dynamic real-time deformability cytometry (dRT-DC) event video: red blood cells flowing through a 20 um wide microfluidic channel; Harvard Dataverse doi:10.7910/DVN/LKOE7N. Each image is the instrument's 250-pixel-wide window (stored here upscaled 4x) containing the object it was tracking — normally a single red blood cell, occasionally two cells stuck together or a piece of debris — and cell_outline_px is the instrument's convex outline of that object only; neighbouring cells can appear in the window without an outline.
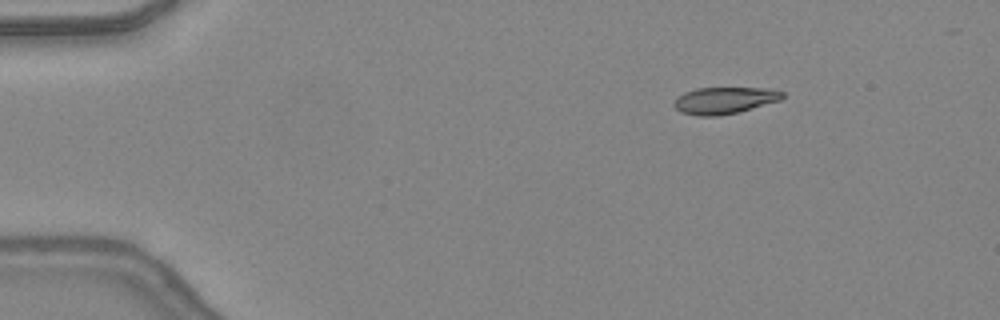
{"species": "common noctule bat (a hibernating species)", "species_latin": "Nyctalus noctula", "temperature_condition": "warm", "stored_images_in_passage": 32, "camera_frame_rate_fps": 3000, "um_per_image_px": 0.085, "animal": {"sex": "female", "body_mass_g": 24.6, "forearm_length_mm": 56.2}, "frame": {"image": 1, "passage_image": 1, "time_ms": 0.0, "image_size_px": [1000, 320], "cell_outline_px": [[784, 96], [780, 100], [740, 112], [720, 116], [696, 116], [680, 112], [672, 104], [676, 96], [684, 92], [696, 88], [768, 88], [784, 92]], "centroid_in_image_um": [61.54, 8.54], "position_along_channel_um": 23.5, "area_um2": 17.17}}
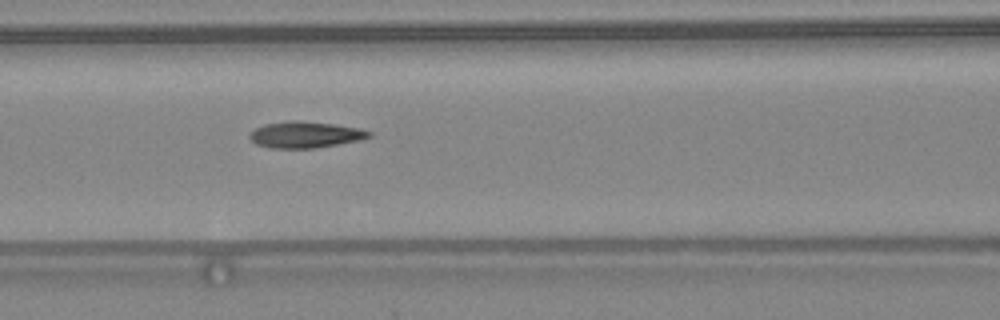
{"frame": {"image": 2, "passage_image": 15, "time_ms": 4.667, "image_size_px": [1000, 320], "cell_outline_px": [[372, 136], [360, 140], [316, 148], [268, 148], [256, 144], [248, 136], [256, 128], [264, 124], [292, 120], [300, 120], [332, 124], [360, 128], [372, 132]], "centroid_in_image_um": [25.96, 11.45], "position_along_channel_um": 140.6, "area_um2": 18.32}}
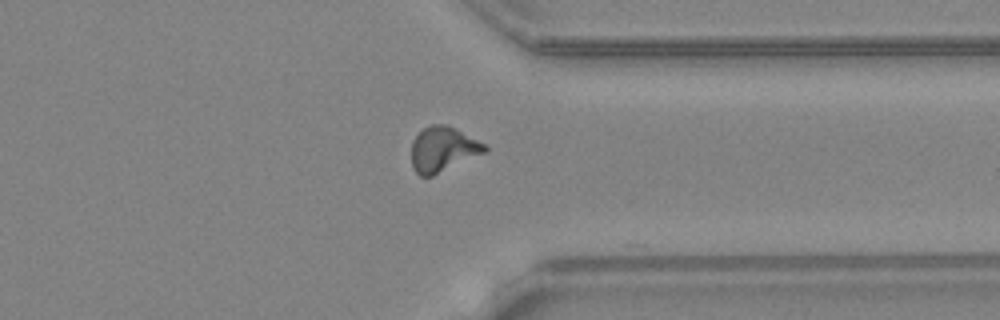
{"frame": {"image": 3, "passage_image": 31, "time_ms": 10.0, "image_size_px": [1000, 320], "cell_outline_px": [[488, 152], [432, 176], [420, 176], [412, 168], [412, 140], [424, 128], [432, 124], [444, 124], [456, 128], [488, 144]], "centroid_in_image_um": [37.7, 12.68], "position_along_channel_um": 373.7, "area_um2": 19.54}, "authors_computed_cell_mechanics": {"area_um2": 18.207, "velocity_mm_per_s": 4.4183, "shape_relaxation_time_tau1_ms": 6.7147, "shape_relaxation_time_tau2_ms": 1.5411, "deformation_change_tau1": 0.2421, "deformation_change_tau2": 0.0789}}